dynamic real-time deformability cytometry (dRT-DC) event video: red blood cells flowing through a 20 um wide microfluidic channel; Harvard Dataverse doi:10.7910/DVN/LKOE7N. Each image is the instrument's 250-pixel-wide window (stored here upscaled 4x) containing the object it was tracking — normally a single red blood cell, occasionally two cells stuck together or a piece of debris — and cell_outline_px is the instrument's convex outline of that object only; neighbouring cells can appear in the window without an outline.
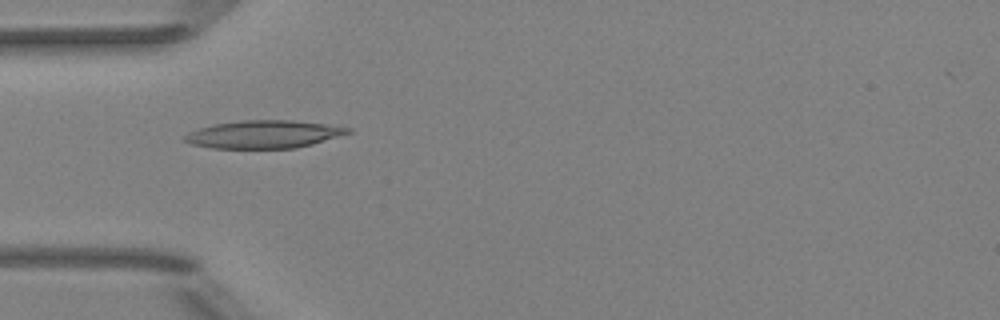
{"species": "Egyptian fruit bat (a non-hibernating species)", "species_latin": "Rousettus aegyptiacus", "temperature_condition": "room temperature", "stored_images_in_passage": 7, "camera_frame_rate_fps": 3000, "um_per_image_px": 0.085, "animal": {"sex": "female"}, "frame": {"image": 1, "passage_image": 3, "time_ms": 3.333, "image_size_px": [1000, 320], "cell_outline_px": [[352, 132], [312, 144], [296, 148], [212, 148], [192, 144], [184, 140], [184, 136], [188, 132], [212, 124], [240, 120], [292, 120], [324, 124], [352, 128]], "centroid_in_image_um": [22.41, 11.41], "position_along_channel_um": 62.6, "area_um2": 26.36}}
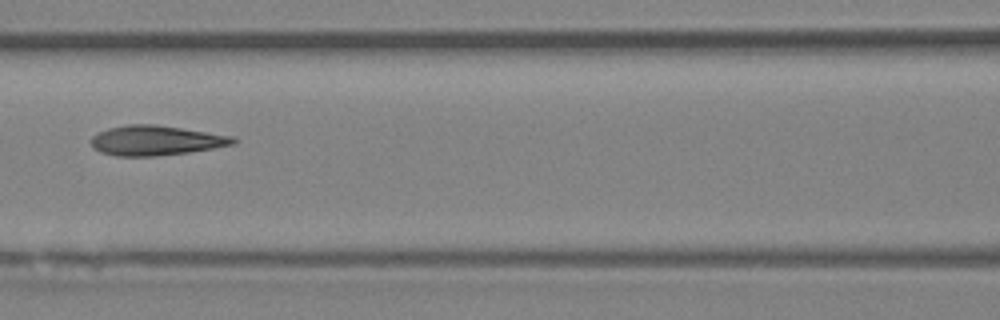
{"frame": {"image": 2, "passage_image": 5, "time_ms": 5.667, "image_size_px": [1000, 320], "cell_outline_px": [[240, 140], [236, 144], [188, 152], [156, 156], [116, 156], [100, 152], [92, 148], [92, 136], [108, 128], [128, 124], [156, 124], [236, 136]], "centroid_in_image_um": [13.3, 11.93], "position_along_channel_um": 153.3, "area_um2": 24.91}}
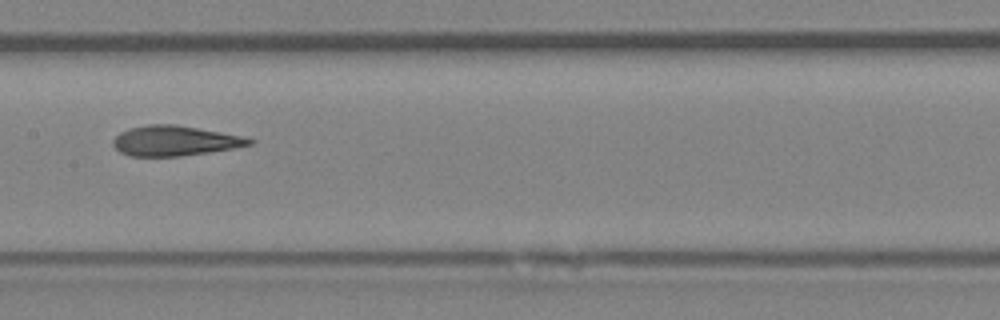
{"frame": {"image": 3, "passage_image": 6, "time_ms": 6.667, "image_size_px": [1000, 320], "cell_outline_px": [[256, 140], [252, 144], [232, 148], [208, 152], [180, 156], [132, 156], [120, 152], [112, 144], [112, 140], [120, 132], [128, 128], [148, 124], [176, 124], [220, 132], [240, 136]], "centroid_in_image_um": [14.81, 11.96], "position_along_channel_um": 192.6, "area_um2": 23.7}}